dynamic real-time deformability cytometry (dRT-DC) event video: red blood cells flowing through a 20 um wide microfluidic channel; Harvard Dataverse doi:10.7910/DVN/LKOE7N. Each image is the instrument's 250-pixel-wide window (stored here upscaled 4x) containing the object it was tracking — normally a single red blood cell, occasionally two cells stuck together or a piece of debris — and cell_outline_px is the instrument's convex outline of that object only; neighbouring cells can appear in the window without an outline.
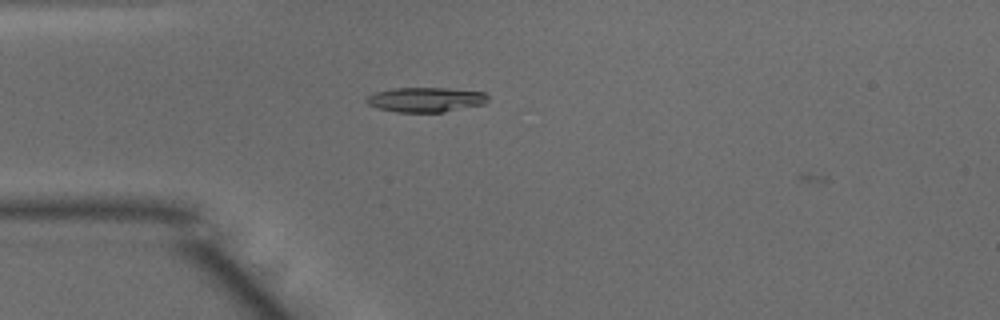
{"species": "common noctule bat (a hibernating species)", "species_latin": "Nyctalus noctula", "temperature_condition": "warm", "stored_images_in_passage": 8, "camera_frame_rate_fps": 3000, "um_per_image_px": 0.085, "animal": {"sex": "male", "body_mass_g": 15.6}, "frame": {"image": 1, "passage_image": 7, "time_ms": 2.0, "image_size_px": [1000, 320], "cell_outline_px": [[488, 100], [484, 104], [444, 112], [396, 112], [380, 108], [368, 104], [364, 100], [368, 96], [376, 92], [392, 88], [448, 88], [484, 92], [488, 96]], "centroid_in_image_um": [36.2, 8.46], "position_along_channel_um": 48.8, "area_um2": 17.46}}